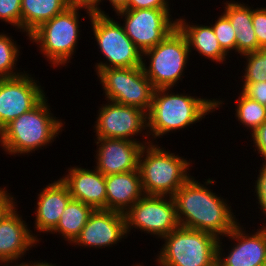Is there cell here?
Here are the masks:
<instances>
[{"mask_svg":"<svg viewBox=\"0 0 266 266\" xmlns=\"http://www.w3.org/2000/svg\"><path fill=\"white\" fill-rule=\"evenodd\" d=\"M195 178L192 176L172 196L179 226L222 238L240 222L239 218L227 197L219 196L210 188L217 183L214 178L204 179V184Z\"/></svg>","mask_w":266,"mask_h":266,"instance_id":"obj_1","label":"cell"},{"mask_svg":"<svg viewBox=\"0 0 266 266\" xmlns=\"http://www.w3.org/2000/svg\"><path fill=\"white\" fill-rule=\"evenodd\" d=\"M173 88L155 89L151 108L147 113V130L151 143L157 142L169 133L192 128L193 124L204 120L225 103L219 98H203L191 94L178 93ZM174 131V132H173ZM156 140V141H154Z\"/></svg>","mask_w":266,"mask_h":266,"instance_id":"obj_2","label":"cell"},{"mask_svg":"<svg viewBox=\"0 0 266 266\" xmlns=\"http://www.w3.org/2000/svg\"><path fill=\"white\" fill-rule=\"evenodd\" d=\"M44 97L33 109L12 120L0 132V148L5 154L16 157L30 155L51 146L66 124L54 116L52 107ZM43 147V148H42Z\"/></svg>","mask_w":266,"mask_h":266,"instance_id":"obj_3","label":"cell"},{"mask_svg":"<svg viewBox=\"0 0 266 266\" xmlns=\"http://www.w3.org/2000/svg\"><path fill=\"white\" fill-rule=\"evenodd\" d=\"M159 145L147 144L140 153L138 170L142 188L145 195L173 196L192 177V160Z\"/></svg>","mask_w":266,"mask_h":266,"instance_id":"obj_4","label":"cell"},{"mask_svg":"<svg viewBox=\"0 0 266 266\" xmlns=\"http://www.w3.org/2000/svg\"><path fill=\"white\" fill-rule=\"evenodd\" d=\"M84 10L88 15V20L91 18L93 12L81 8L71 7L66 8L62 13L57 14L49 21L40 25L29 36L30 43H35L47 62L53 68L65 67L71 63L73 55L78 49V40L80 41V32L82 31L81 13ZM80 38V39H79Z\"/></svg>","mask_w":266,"mask_h":266,"instance_id":"obj_5","label":"cell"},{"mask_svg":"<svg viewBox=\"0 0 266 266\" xmlns=\"http://www.w3.org/2000/svg\"><path fill=\"white\" fill-rule=\"evenodd\" d=\"M161 241L157 266H216L218 238L210 233L179 226Z\"/></svg>","mask_w":266,"mask_h":266,"instance_id":"obj_6","label":"cell"},{"mask_svg":"<svg viewBox=\"0 0 266 266\" xmlns=\"http://www.w3.org/2000/svg\"><path fill=\"white\" fill-rule=\"evenodd\" d=\"M190 55L187 39L177 27L159 44L143 53L142 67L155 89L173 88L185 77Z\"/></svg>","mask_w":266,"mask_h":266,"instance_id":"obj_7","label":"cell"},{"mask_svg":"<svg viewBox=\"0 0 266 266\" xmlns=\"http://www.w3.org/2000/svg\"><path fill=\"white\" fill-rule=\"evenodd\" d=\"M108 15L93 13L89 19L96 46L103 61L95 62L94 71L98 74L102 69L131 68L142 66V52L126 35L120 21ZM100 49V50H99Z\"/></svg>","mask_w":266,"mask_h":266,"instance_id":"obj_8","label":"cell"},{"mask_svg":"<svg viewBox=\"0 0 266 266\" xmlns=\"http://www.w3.org/2000/svg\"><path fill=\"white\" fill-rule=\"evenodd\" d=\"M98 78L105 100L136 107L146 113L150 110L155 88L142 66L102 69Z\"/></svg>","mask_w":266,"mask_h":266,"instance_id":"obj_9","label":"cell"},{"mask_svg":"<svg viewBox=\"0 0 266 266\" xmlns=\"http://www.w3.org/2000/svg\"><path fill=\"white\" fill-rule=\"evenodd\" d=\"M124 215L127 236L139 230L161 240L179 227L172 196L144 195Z\"/></svg>","mask_w":266,"mask_h":266,"instance_id":"obj_10","label":"cell"},{"mask_svg":"<svg viewBox=\"0 0 266 266\" xmlns=\"http://www.w3.org/2000/svg\"><path fill=\"white\" fill-rule=\"evenodd\" d=\"M94 122L96 138H117L151 144L147 130V113L143 110L106 100ZM141 134V135H140ZM142 136L141 138H134ZM145 139V141H144Z\"/></svg>","mask_w":266,"mask_h":266,"instance_id":"obj_11","label":"cell"},{"mask_svg":"<svg viewBox=\"0 0 266 266\" xmlns=\"http://www.w3.org/2000/svg\"><path fill=\"white\" fill-rule=\"evenodd\" d=\"M172 9H122L116 12L115 19L125 29L126 35L142 52L155 47L174 29L177 28V18L173 19ZM171 17V18H170Z\"/></svg>","mask_w":266,"mask_h":266,"instance_id":"obj_12","label":"cell"},{"mask_svg":"<svg viewBox=\"0 0 266 266\" xmlns=\"http://www.w3.org/2000/svg\"><path fill=\"white\" fill-rule=\"evenodd\" d=\"M255 230V231H254ZM251 232L240 222L225 237L231 241L225 254L222 240L218 239L216 266H264L266 263V225ZM249 233H248V232ZM229 237V238H228ZM230 249V250H229Z\"/></svg>","mask_w":266,"mask_h":266,"instance_id":"obj_13","label":"cell"},{"mask_svg":"<svg viewBox=\"0 0 266 266\" xmlns=\"http://www.w3.org/2000/svg\"><path fill=\"white\" fill-rule=\"evenodd\" d=\"M27 72L13 78H0V132L47 96L39 79Z\"/></svg>","mask_w":266,"mask_h":266,"instance_id":"obj_14","label":"cell"},{"mask_svg":"<svg viewBox=\"0 0 266 266\" xmlns=\"http://www.w3.org/2000/svg\"><path fill=\"white\" fill-rule=\"evenodd\" d=\"M126 238L128 236L123 213L94 210L71 246L98 250L113 247Z\"/></svg>","mask_w":266,"mask_h":266,"instance_id":"obj_15","label":"cell"},{"mask_svg":"<svg viewBox=\"0 0 266 266\" xmlns=\"http://www.w3.org/2000/svg\"><path fill=\"white\" fill-rule=\"evenodd\" d=\"M96 139V140H95ZM94 167L104 176L137 170L145 143L117 138H95Z\"/></svg>","mask_w":266,"mask_h":266,"instance_id":"obj_16","label":"cell"},{"mask_svg":"<svg viewBox=\"0 0 266 266\" xmlns=\"http://www.w3.org/2000/svg\"><path fill=\"white\" fill-rule=\"evenodd\" d=\"M23 219L18 207H15L0 222V265L25 262L23 260L29 250L40 245L35 233L30 230L29 222Z\"/></svg>","mask_w":266,"mask_h":266,"instance_id":"obj_17","label":"cell"},{"mask_svg":"<svg viewBox=\"0 0 266 266\" xmlns=\"http://www.w3.org/2000/svg\"><path fill=\"white\" fill-rule=\"evenodd\" d=\"M66 172L60 179L68 187L72 199L94 210H106V181L100 171L95 167L88 169L70 165Z\"/></svg>","mask_w":266,"mask_h":266,"instance_id":"obj_18","label":"cell"},{"mask_svg":"<svg viewBox=\"0 0 266 266\" xmlns=\"http://www.w3.org/2000/svg\"><path fill=\"white\" fill-rule=\"evenodd\" d=\"M38 199L34 208V232L35 238L41 242V233H50L58 224L61 214L63 213L68 202L72 199L68 187L61 181L55 179L53 182L41 188L36 193ZM39 232V234H38ZM39 235V236H38Z\"/></svg>","mask_w":266,"mask_h":266,"instance_id":"obj_19","label":"cell"},{"mask_svg":"<svg viewBox=\"0 0 266 266\" xmlns=\"http://www.w3.org/2000/svg\"><path fill=\"white\" fill-rule=\"evenodd\" d=\"M106 210L125 214L145 194L139 170L105 176Z\"/></svg>","mask_w":266,"mask_h":266,"instance_id":"obj_20","label":"cell"},{"mask_svg":"<svg viewBox=\"0 0 266 266\" xmlns=\"http://www.w3.org/2000/svg\"><path fill=\"white\" fill-rule=\"evenodd\" d=\"M185 18V15L177 18V27L187 39L191 56L195 51L194 53L197 52L199 57L202 56L219 65H225L227 59L231 61L228 58L231 56L222 50L211 24H198L197 21L193 23Z\"/></svg>","mask_w":266,"mask_h":266,"instance_id":"obj_21","label":"cell"},{"mask_svg":"<svg viewBox=\"0 0 266 266\" xmlns=\"http://www.w3.org/2000/svg\"><path fill=\"white\" fill-rule=\"evenodd\" d=\"M223 13L229 18L236 34V53L239 56L258 51L261 47L253 29L252 5L230 0L222 1Z\"/></svg>","mask_w":266,"mask_h":266,"instance_id":"obj_22","label":"cell"},{"mask_svg":"<svg viewBox=\"0 0 266 266\" xmlns=\"http://www.w3.org/2000/svg\"><path fill=\"white\" fill-rule=\"evenodd\" d=\"M65 0H21V32L28 36L40 25L62 13Z\"/></svg>","mask_w":266,"mask_h":266,"instance_id":"obj_23","label":"cell"},{"mask_svg":"<svg viewBox=\"0 0 266 266\" xmlns=\"http://www.w3.org/2000/svg\"><path fill=\"white\" fill-rule=\"evenodd\" d=\"M94 209L79 200L71 199L61 214L56 227L49 234L59 235L71 245L79 236Z\"/></svg>","mask_w":266,"mask_h":266,"instance_id":"obj_24","label":"cell"},{"mask_svg":"<svg viewBox=\"0 0 266 266\" xmlns=\"http://www.w3.org/2000/svg\"><path fill=\"white\" fill-rule=\"evenodd\" d=\"M238 99H235V118L249 130L250 134L254 132L266 121V106L245 96L238 91Z\"/></svg>","mask_w":266,"mask_h":266,"instance_id":"obj_25","label":"cell"},{"mask_svg":"<svg viewBox=\"0 0 266 266\" xmlns=\"http://www.w3.org/2000/svg\"><path fill=\"white\" fill-rule=\"evenodd\" d=\"M5 32H0V78H13L22 75L25 70L22 72V68L16 67L22 54L20 45L10 33Z\"/></svg>","mask_w":266,"mask_h":266,"instance_id":"obj_26","label":"cell"},{"mask_svg":"<svg viewBox=\"0 0 266 266\" xmlns=\"http://www.w3.org/2000/svg\"><path fill=\"white\" fill-rule=\"evenodd\" d=\"M240 58L245 59L242 61L245 64L243 74L240 82L242 83H256L261 81H266V47L260 48L256 52L248 53L242 55Z\"/></svg>","mask_w":266,"mask_h":266,"instance_id":"obj_27","label":"cell"},{"mask_svg":"<svg viewBox=\"0 0 266 266\" xmlns=\"http://www.w3.org/2000/svg\"><path fill=\"white\" fill-rule=\"evenodd\" d=\"M211 21L212 23L209 24H211L222 50L228 56L231 55L232 58V51H234L236 54V34L229 18L223 12H221L214 24L213 20Z\"/></svg>","mask_w":266,"mask_h":266,"instance_id":"obj_28","label":"cell"},{"mask_svg":"<svg viewBox=\"0 0 266 266\" xmlns=\"http://www.w3.org/2000/svg\"><path fill=\"white\" fill-rule=\"evenodd\" d=\"M0 20L21 32V0H0Z\"/></svg>","mask_w":266,"mask_h":266,"instance_id":"obj_29","label":"cell"},{"mask_svg":"<svg viewBox=\"0 0 266 266\" xmlns=\"http://www.w3.org/2000/svg\"><path fill=\"white\" fill-rule=\"evenodd\" d=\"M260 169H258L259 174L256 177L255 182H253L252 187L254 188L252 192H254L255 199H257L256 204H258V208L260 209L259 212L261 211L260 214L265 216L262 218L263 220L266 218V164L261 163ZM256 193V194H255ZM266 221V220H265ZM262 225H266L264 222Z\"/></svg>","mask_w":266,"mask_h":266,"instance_id":"obj_30","label":"cell"},{"mask_svg":"<svg viewBox=\"0 0 266 266\" xmlns=\"http://www.w3.org/2000/svg\"><path fill=\"white\" fill-rule=\"evenodd\" d=\"M252 23L253 29L258 40V45L263 48L266 47V6L254 7L252 6Z\"/></svg>","mask_w":266,"mask_h":266,"instance_id":"obj_31","label":"cell"},{"mask_svg":"<svg viewBox=\"0 0 266 266\" xmlns=\"http://www.w3.org/2000/svg\"><path fill=\"white\" fill-rule=\"evenodd\" d=\"M241 92L248 98L266 104V81L256 83H241Z\"/></svg>","mask_w":266,"mask_h":266,"instance_id":"obj_32","label":"cell"},{"mask_svg":"<svg viewBox=\"0 0 266 266\" xmlns=\"http://www.w3.org/2000/svg\"><path fill=\"white\" fill-rule=\"evenodd\" d=\"M254 145L253 151L261 156L262 163L266 164V121L258 127L254 132L249 134Z\"/></svg>","mask_w":266,"mask_h":266,"instance_id":"obj_33","label":"cell"},{"mask_svg":"<svg viewBox=\"0 0 266 266\" xmlns=\"http://www.w3.org/2000/svg\"><path fill=\"white\" fill-rule=\"evenodd\" d=\"M170 0H129L124 9H171Z\"/></svg>","mask_w":266,"mask_h":266,"instance_id":"obj_34","label":"cell"},{"mask_svg":"<svg viewBox=\"0 0 266 266\" xmlns=\"http://www.w3.org/2000/svg\"><path fill=\"white\" fill-rule=\"evenodd\" d=\"M9 192L7 186H0V222L18 205L16 197Z\"/></svg>","mask_w":266,"mask_h":266,"instance_id":"obj_35","label":"cell"},{"mask_svg":"<svg viewBox=\"0 0 266 266\" xmlns=\"http://www.w3.org/2000/svg\"><path fill=\"white\" fill-rule=\"evenodd\" d=\"M105 0H100L99 1V6L93 11V13L95 14H99V15H108V13H106L104 10H102L101 8V4L103 5V2ZM109 1L110 5L112 6L113 10L115 13L119 10L124 9L127 5L129 0H106V2ZM101 3V4H100Z\"/></svg>","mask_w":266,"mask_h":266,"instance_id":"obj_36","label":"cell"},{"mask_svg":"<svg viewBox=\"0 0 266 266\" xmlns=\"http://www.w3.org/2000/svg\"><path fill=\"white\" fill-rule=\"evenodd\" d=\"M68 6L81 7L94 11L99 6L100 0H65Z\"/></svg>","mask_w":266,"mask_h":266,"instance_id":"obj_37","label":"cell"},{"mask_svg":"<svg viewBox=\"0 0 266 266\" xmlns=\"http://www.w3.org/2000/svg\"><path fill=\"white\" fill-rule=\"evenodd\" d=\"M1 266H35V262L34 261H29L27 260L26 262H22V263H10V264H1Z\"/></svg>","mask_w":266,"mask_h":266,"instance_id":"obj_38","label":"cell"},{"mask_svg":"<svg viewBox=\"0 0 266 266\" xmlns=\"http://www.w3.org/2000/svg\"><path fill=\"white\" fill-rule=\"evenodd\" d=\"M57 263H50V261L49 262H47L46 260H38V261H35V266H57L56 265Z\"/></svg>","mask_w":266,"mask_h":266,"instance_id":"obj_39","label":"cell"},{"mask_svg":"<svg viewBox=\"0 0 266 266\" xmlns=\"http://www.w3.org/2000/svg\"><path fill=\"white\" fill-rule=\"evenodd\" d=\"M131 266H143V265L140 263H135V264H132Z\"/></svg>","mask_w":266,"mask_h":266,"instance_id":"obj_40","label":"cell"}]
</instances>
